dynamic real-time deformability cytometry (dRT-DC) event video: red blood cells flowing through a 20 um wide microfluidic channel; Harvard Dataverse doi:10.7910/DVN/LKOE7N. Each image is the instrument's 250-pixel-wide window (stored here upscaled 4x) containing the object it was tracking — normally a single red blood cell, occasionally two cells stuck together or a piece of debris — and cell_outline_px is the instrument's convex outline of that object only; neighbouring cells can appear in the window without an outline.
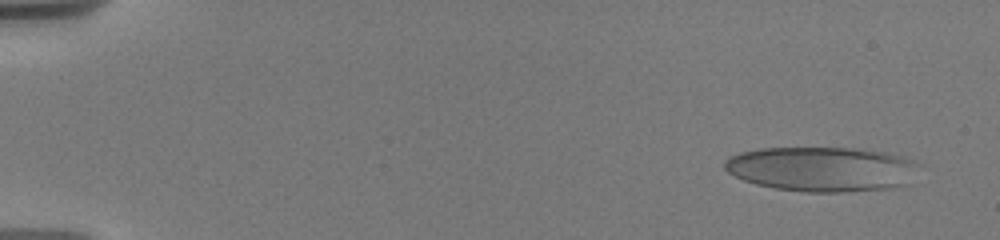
{"species": "human", "species_latin": "Homo sapiens", "temperature_condition": "warm", "stored_images_in_passage": 40, "camera_frame_rate_fps": 3000, "um_per_image_px": 0.085, "donor": {"sex": "male"}, "frame": {"image": 1, "passage_image": 2, "time_ms": 0.333, "image_size_px": [1000, 240], "cell_outline_px": [[912, 184], [892, 188], [848, 192], [804, 192], [776, 188], [756, 184], [744, 180], [728, 172], [724, 168], [724, 160], [740, 152], [764, 148], [852, 148], [888, 152], [900, 156], [908, 160]], "centroid_in_image_um": [69.77, 14.38], "position_along_channel_um": 15.2, "area_um2": 50.05}}
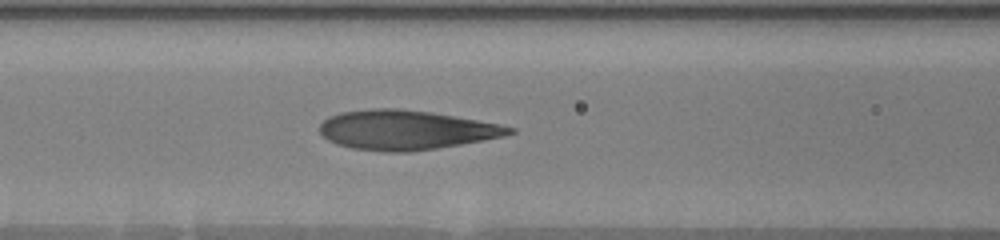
{"frame": {"image": 2, "passage_image": 23, "time_ms": 7.333, "image_size_px": [1000, 240], "cell_outline_px": [[516, 132], [504, 136], [484, 140], [436, 148], [408, 152], [384, 152], [352, 148], [336, 144], [328, 140], [320, 132], [320, 124], [328, 116], [340, 112], [372, 108], [400, 108], [432, 112], [500, 124], [516, 128]], "centroid_in_image_um": [34.49, 11.04], "position_along_channel_um": 132.1, "area_um2": 43.75}}
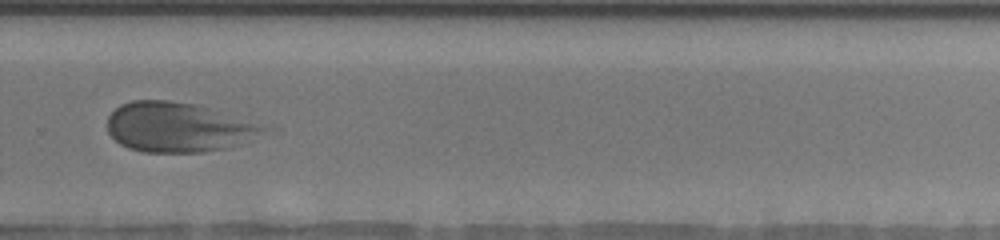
{"frame": {"image": 3, "passage_image": 38, "time_ms": 12.333, "image_size_px": [1000, 240], "cell_outline_px": [[268, 128], [224, 148], [204, 152], [144, 152], [128, 148], [120, 144], [108, 132], [108, 116], [120, 104], [132, 100], [168, 100], [196, 104]], "centroid_in_image_um": [14.95, 10.8], "position_along_channel_um": 314.8, "area_um2": 43.81}}